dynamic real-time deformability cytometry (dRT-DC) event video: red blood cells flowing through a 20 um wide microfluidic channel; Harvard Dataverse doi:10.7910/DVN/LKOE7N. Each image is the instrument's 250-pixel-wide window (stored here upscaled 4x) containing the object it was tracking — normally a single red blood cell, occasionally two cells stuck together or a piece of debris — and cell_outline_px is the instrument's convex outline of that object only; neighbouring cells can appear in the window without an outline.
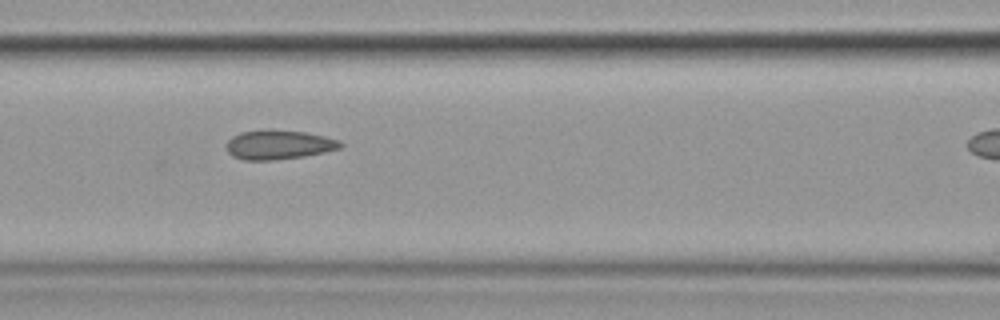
{"species": "common noctule bat (a hibernating species)", "species_latin": "Nyctalus noctula", "temperature_condition": "cold", "stored_images_in_passage": 8, "camera_frame_rate_fps": 3000, "um_per_image_px": 0.085, "animal": {"sex": "female", "body_mass_g": 19.9}, "frame": {"image": 1, "passage_image": 5, "time_ms": 4.667, "image_size_px": [1000, 320], "cell_outline_px": [[344, 144], [340, 148], [324, 152], [304, 156], [272, 160], [244, 160], [232, 156], [228, 152], [224, 144], [232, 136], [240, 132], [268, 128], [272, 128], [308, 132], [340, 140]], "centroid_in_image_um": [23.66, 12.27], "position_along_channel_um": 142.9, "area_um2": 19.94}}
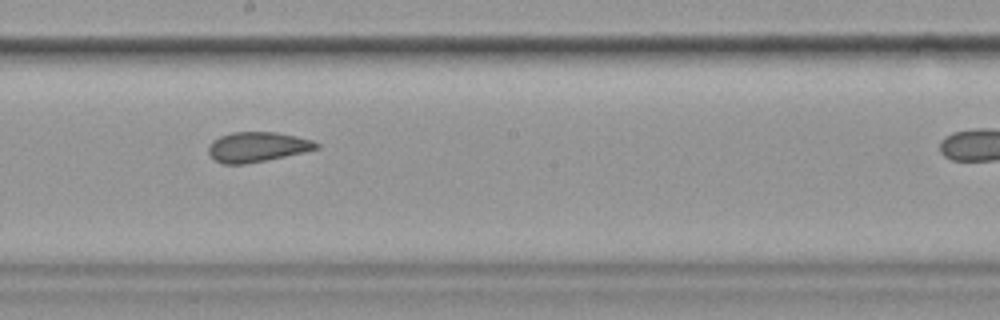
{"frame": {"image": 2, "passage_image": 7, "time_ms": 7.0, "image_size_px": [1000, 320], "cell_outline_px": [[320, 148], [304, 152], [244, 164], [224, 164], [216, 160], [208, 152], [208, 144], [212, 140], [220, 136], [232, 132], [276, 132], [296, 136], [312, 140], [320, 144]], "centroid_in_image_um": [21.86, 12.48], "position_along_channel_um": 226.3, "area_um2": 18.73}}